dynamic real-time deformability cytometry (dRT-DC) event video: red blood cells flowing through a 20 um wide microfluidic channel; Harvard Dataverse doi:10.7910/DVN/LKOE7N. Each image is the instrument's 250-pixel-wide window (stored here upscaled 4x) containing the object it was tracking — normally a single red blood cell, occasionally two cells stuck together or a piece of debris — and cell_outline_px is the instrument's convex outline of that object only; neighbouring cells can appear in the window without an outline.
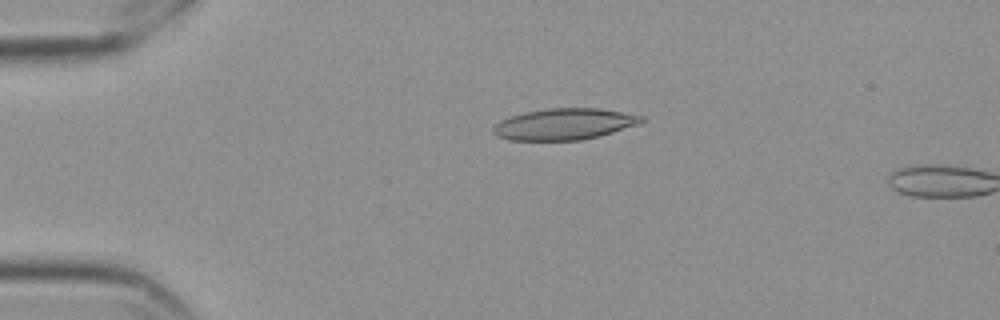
{"species": "Egyptian fruit bat (a non-hibernating species)", "species_latin": "Rousettus aegyptiacus", "temperature_condition": "cold", "stored_images_in_passage": 6, "camera_frame_rate_fps": 3000, "um_per_image_px": 0.085, "frame": {"image": 1, "passage_image": 4, "time_ms": 1.0, "image_size_px": [1000, 320], "cell_outline_px": [[648, 120], [640, 124], [600, 136], [584, 140], [512, 140], [496, 136], [492, 132], [492, 128], [500, 120], [524, 112], [548, 108], [600, 108], [644, 116]], "centroid_in_image_um": [48.01, 10.55], "position_along_channel_um": 37.0, "area_um2": 27.28}}